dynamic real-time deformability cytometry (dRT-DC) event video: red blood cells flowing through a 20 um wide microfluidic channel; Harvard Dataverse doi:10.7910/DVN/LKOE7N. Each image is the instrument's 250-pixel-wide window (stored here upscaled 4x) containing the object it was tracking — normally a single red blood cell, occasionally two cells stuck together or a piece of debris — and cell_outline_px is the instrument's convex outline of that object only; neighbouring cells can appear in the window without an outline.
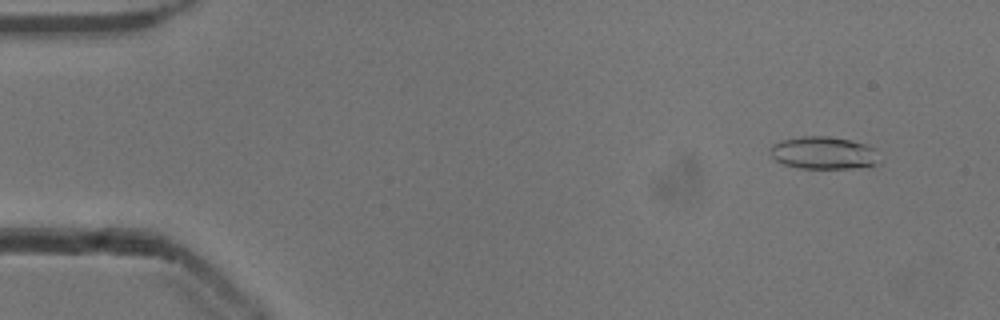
{"species": "common noctule bat (a hibernating species)", "species_latin": "Nyctalus noctula", "temperature_condition": "cold", "stored_images_in_passage": 51, "camera_frame_rate_fps": 3000, "um_per_image_px": 0.085, "animal": {"sex": "male", "body_mass_g": 13.3}, "frame": {"image": 1, "passage_image": 3, "time_ms": 0.667, "image_size_px": [1000, 320], "cell_outline_px": [[880, 164], [852, 168], [800, 168], [784, 164], [776, 160], [772, 156], [768, 148], [772, 144], [780, 140], [804, 136], [828, 136], [852, 140], [868, 144], [872, 148]], "centroid_in_image_um": [69.97, 12.98], "position_along_channel_um": 15.0, "area_um2": 20.69}}
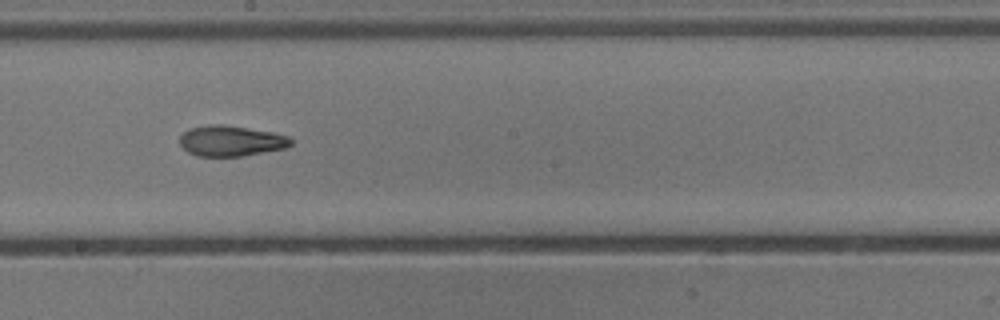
{"frame": {"image": 2, "passage_image": 28, "time_ms": 9.0, "image_size_px": [1000, 320], "cell_outline_px": [[292, 144], [284, 148], [244, 156], [196, 156], [188, 152], [180, 144], [180, 136], [184, 132], [192, 128], [208, 124], [220, 124], [272, 132], [288, 136], [292, 140]], "centroid_in_image_um": [19.62, 11.98], "position_along_channel_um": 228.6, "area_um2": 19.65}}
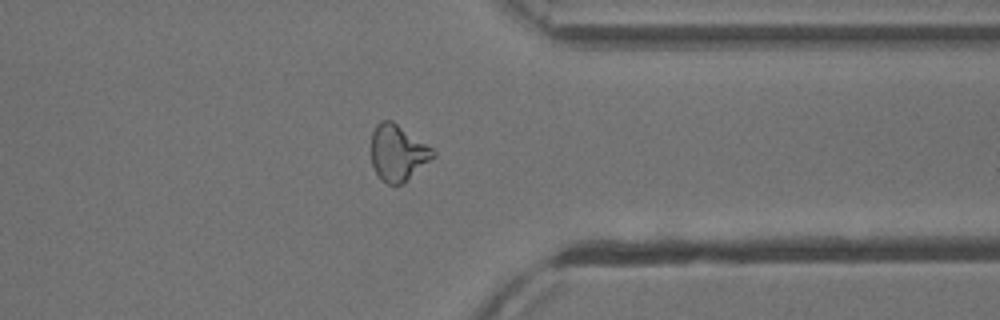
{"frame": {"image": 3, "passage_image": 40, "time_ms": 13.0, "image_size_px": [1000, 320], "cell_outline_px": [[436, 156], [404, 184], [388, 184], [376, 172], [372, 164], [372, 132], [376, 124], [380, 120], [392, 120], [432, 148], [436, 152]], "centroid_in_image_um": [33.84, 12.99], "position_along_channel_um": 377.6, "area_um2": 20.17}, "authors_computed_cell_mechanics": {"area_um2": 20.23, "velocity_mm_per_s": 3.882, "shape_relaxation_time_tau1_ms": 5.5437, "shape_relaxation_time_tau2_ms": 3.9181, "deformation_change_tau1": 0.1769, "deformation_change_tau2": 0.1223}}